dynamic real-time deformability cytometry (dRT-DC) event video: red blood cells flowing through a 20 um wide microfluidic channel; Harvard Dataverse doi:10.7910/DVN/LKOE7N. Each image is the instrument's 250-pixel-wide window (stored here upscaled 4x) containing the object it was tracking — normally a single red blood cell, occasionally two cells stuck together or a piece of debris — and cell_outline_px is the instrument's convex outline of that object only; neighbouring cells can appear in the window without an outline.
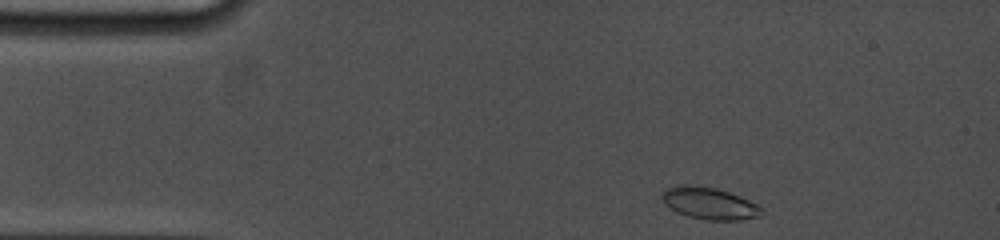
{"species": "common noctule bat (a hibernating species)", "species_latin": "Nyctalus noctula", "temperature_condition": "cold", "stored_images_in_passage": 37, "camera_frame_rate_fps": 5000, "um_per_image_px": 0.085, "animal": {"sex": "female", "body_mass_g": 19.0, "forearm_length_mm": 53.3}, "frame": {"image": 1, "passage_image": 1, "time_ms": 0.0, "image_size_px": [1000, 240], "cell_outline_px": [[764, 212], [760, 216], [740, 220], [708, 220], [688, 216], [676, 212], [664, 204], [660, 196], [668, 188], [676, 184], [688, 184], [716, 188], [728, 192], [748, 200], [764, 208]], "centroid_in_image_um": [60.28, 17.28], "position_along_channel_um": 24.7, "area_um2": 18.61}}
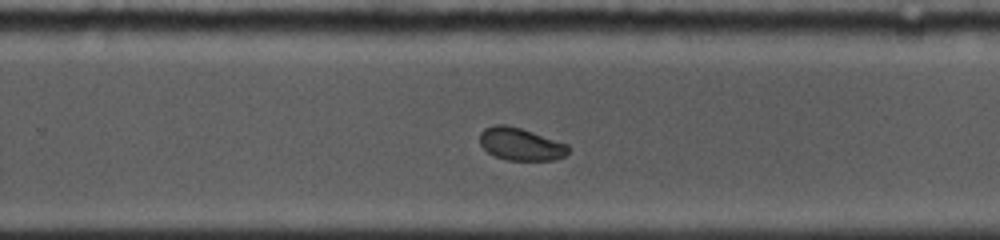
{"frame": {"image": 2, "passage_image": 18, "time_ms": 8.6, "image_size_px": [1000, 240], "cell_outline_px": [[568, 152], [564, 156], [556, 160], [504, 160], [488, 152], [480, 144], [480, 132], [484, 128], [496, 124], [504, 124], [520, 128], [568, 144]], "centroid_in_image_um": [44.24, 12.25], "position_along_channel_um": 285.6, "area_um2": 16.7}}
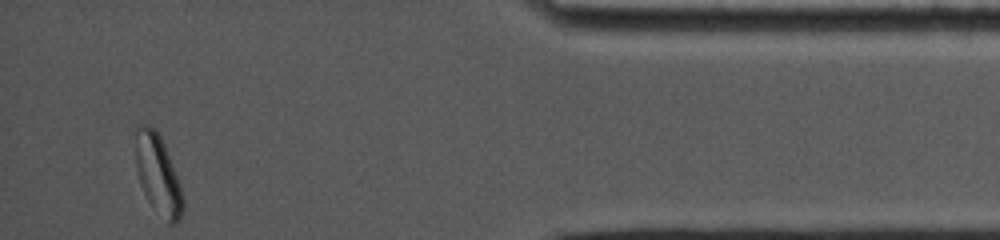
{"frame": {"image": 3, "passage_image": 37, "time_ms": 13.2, "image_size_px": [1000, 240], "cell_outline_px": [[184, 208], [180, 220], [176, 224], [168, 224], [148, 200], [140, 184], [136, 168], [136, 128], [140, 124], [148, 124], [156, 128], [164, 144], [180, 184], [184, 200]], "centroid_in_image_um": [13.44, 14.84], "position_along_channel_um": 421.8, "area_um2": 21.91}, "authors_computed_cell_mechanics": {"area_um2": 18.0336, "velocity_mm_per_s": 3.7824, "shape_relaxation_time_tau1_ms": 7.0904, "shape_relaxation_time_tau2_ms": 7.7886, "deformation_change_tau1": 0.1346, "deformation_change_tau2": 0.0638}}